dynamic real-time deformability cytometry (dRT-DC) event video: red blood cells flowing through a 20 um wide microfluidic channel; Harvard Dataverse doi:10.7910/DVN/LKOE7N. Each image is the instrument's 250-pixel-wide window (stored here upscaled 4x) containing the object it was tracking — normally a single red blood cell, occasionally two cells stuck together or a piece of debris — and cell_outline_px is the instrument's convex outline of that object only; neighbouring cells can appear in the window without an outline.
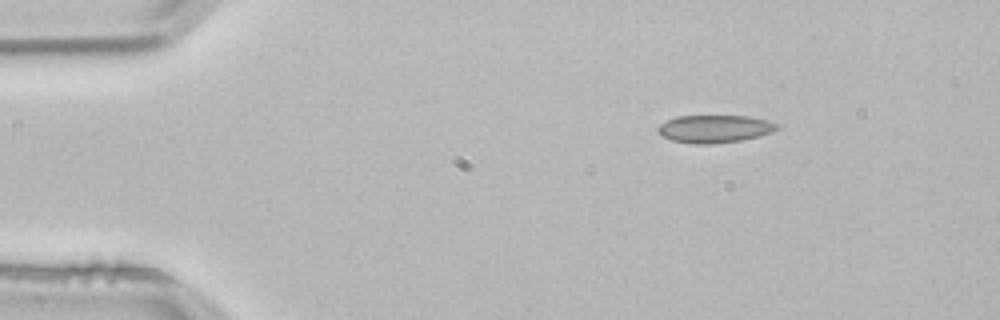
{"species": "common noctule bat (a hibernating species)", "species_latin": "Nyctalus noctula", "temperature_condition": "room temperature", "stored_images_in_passage": 3, "camera_frame_rate_fps": 3000, "um_per_image_px": 0.085, "animal": {"sex": "male", "body_mass_g": 21.5, "forearm_length_mm": 52.0}, "frame": {"image": 1, "passage_image": 3, "time_ms": 0.667, "image_size_px": [1000, 320], "cell_outline_px": [[780, 128], [772, 132], [760, 136], [740, 140], [712, 144], [692, 144], [672, 140], [664, 136], [656, 128], [660, 124], [676, 116], [748, 116], [768, 120], [780, 124]], "centroid_in_image_um": [60.79, 10.95], "position_along_channel_um": 24.2, "area_um2": 19.25}}